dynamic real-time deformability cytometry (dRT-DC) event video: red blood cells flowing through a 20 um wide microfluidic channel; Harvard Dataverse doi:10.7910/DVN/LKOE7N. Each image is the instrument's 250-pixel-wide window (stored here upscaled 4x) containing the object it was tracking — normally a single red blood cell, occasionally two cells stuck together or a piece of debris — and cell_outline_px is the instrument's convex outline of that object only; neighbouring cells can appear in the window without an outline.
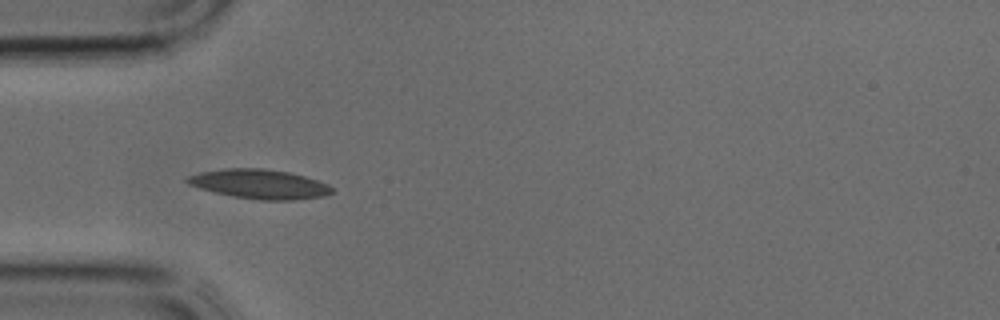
{"species": "common noctule bat (a hibernating species)", "species_latin": "Nyctalus noctula", "temperature_condition": "cold", "stored_images_in_passage": 30, "camera_frame_rate_fps": 3000, "um_per_image_px": 0.085, "animal": {"sex": "male", "body_mass_g": 17.9, "forearm_length_mm": 54.2}, "frame": {"image": 1, "passage_image": 5, "time_ms": 1.333, "image_size_px": [1000, 320], "cell_outline_px": [[332, 192], [324, 196], [296, 200], [260, 200], [232, 196], [200, 188], [188, 184], [184, 180], [188, 176], [200, 172], [224, 168], [264, 168], [288, 172], [304, 176], [328, 184], [332, 188]], "centroid_in_image_um": [22.05, 15.64], "position_along_channel_um": 63.0, "area_um2": 24.68}}
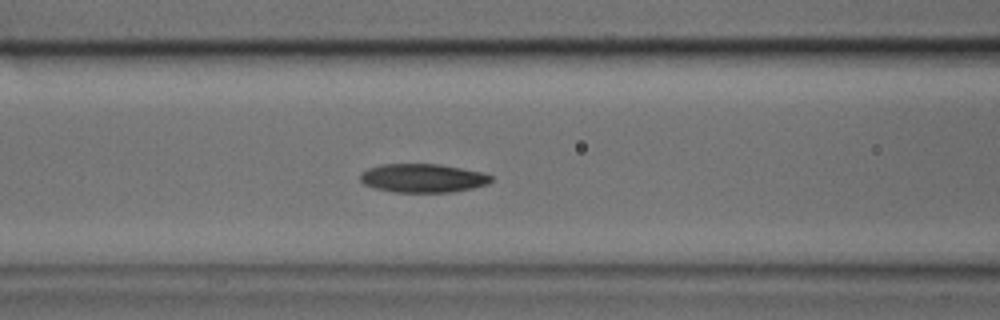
{"frame": {"image": 2, "passage_image": 9, "time_ms": 2.667, "image_size_px": [1000, 320], "cell_outline_px": [[492, 180], [488, 184], [472, 188], [452, 192], [396, 192], [376, 188], [364, 184], [360, 180], [360, 176], [368, 168], [380, 164], [440, 164], [480, 172], [492, 176]], "centroid_in_image_um": [35.94, 15.14], "position_along_channel_um": 130.7, "area_um2": 21.68}}
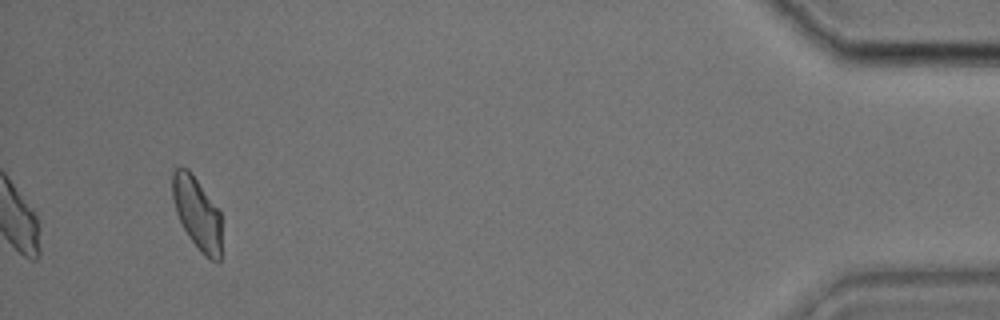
{"frame": {"image": 3, "passage_image": 30, "time_ms": 9.667, "image_size_px": [1000, 320], "cell_outline_px": [[220, 260], [212, 260], [204, 256], [200, 252], [188, 236], [176, 212], [172, 196], [172, 172], [176, 168], [188, 168], [220, 212]], "centroid_in_image_um": [16.73, 18.12], "position_along_channel_um": 418.5, "area_um2": 20.35}}